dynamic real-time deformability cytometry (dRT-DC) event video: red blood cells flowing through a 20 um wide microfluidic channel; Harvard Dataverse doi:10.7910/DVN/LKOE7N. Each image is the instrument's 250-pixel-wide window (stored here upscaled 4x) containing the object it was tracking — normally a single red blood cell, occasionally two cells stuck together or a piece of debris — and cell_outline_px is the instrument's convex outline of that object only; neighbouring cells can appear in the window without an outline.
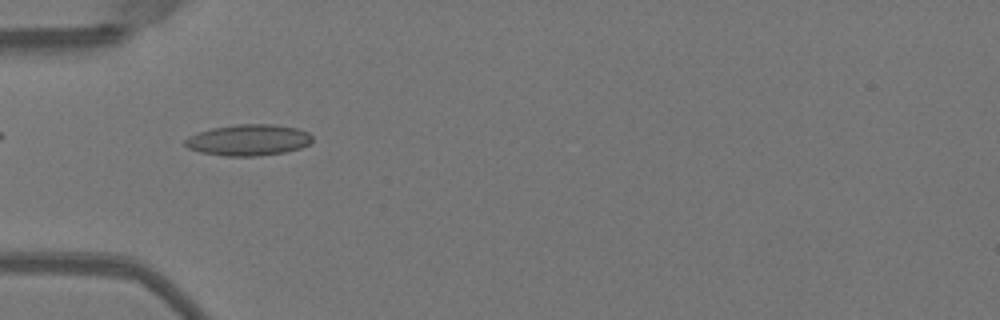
{"species": "Egyptian fruit bat (a non-hibernating species)", "species_latin": "Rousettus aegyptiacus", "temperature_condition": "warm", "stored_images_in_passage": 36, "camera_frame_rate_fps": 3000, "um_per_image_px": 0.085, "animal": {"sex": "female"}, "frame": {"image": 1, "passage_image": 2, "time_ms": 0.333, "image_size_px": [1000, 320], "cell_outline_px": [[312, 140], [308, 144], [300, 148], [284, 152], [260, 156], [224, 156], [200, 152], [188, 148], [184, 144], [184, 140], [188, 136], [196, 132], [212, 128], [236, 124], [272, 124], [300, 128], [308, 132], [312, 136]], "centroid_in_image_um": [21.1, 11.89], "position_along_channel_um": 63.9, "area_um2": 23.35}}
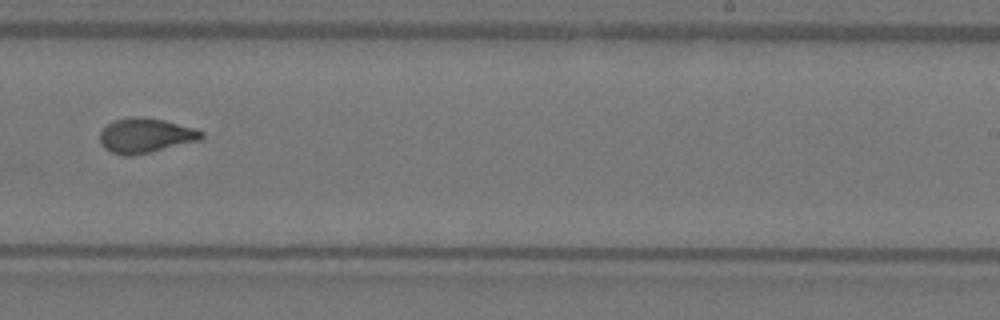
{"frame": {"image": 2, "passage_image": 18, "time_ms": 5.667, "image_size_px": [1000, 320], "cell_outline_px": [[204, 136], [200, 140], [132, 156], [124, 156], [112, 152], [104, 148], [100, 144], [100, 132], [108, 124], [116, 120], [132, 116], [144, 116], [164, 120], [196, 128], [204, 132]], "centroid_in_image_um": [12.37, 11.51], "position_along_channel_um": 276.6, "area_um2": 20.58}}
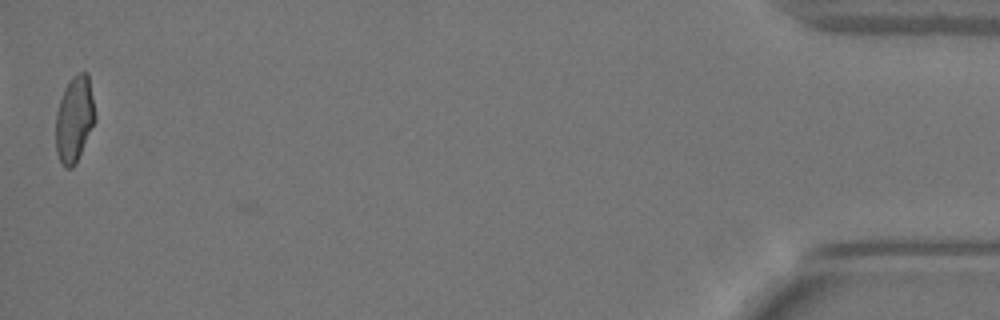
{"frame": {"image": 3, "passage_image": 36, "time_ms": 11.667, "image_size_px": [1000, 320], "cell_outline_px": [[96, 120], [76, 164], [72, 168], [64, 168], [56, 152], [56, 112], [64, 88], [72, 76], [80, 72], [88, 72], [96, 116]], "centroid_in_image_um": [6.33, 10.13], "position_along_channel_um": 428.9, "area_um2": 19.88}, "authors_computed_cell_mechanics": {"area_um2": 20.2011, "velocity_mm_per_s": 4.0227, "shape_relaxation_time_tau1_ms": 9.6386, "shape_relaxation_time_tau2_ms": 1.0116, "deformation_change_tau1": 0.2622, "deformation_change_tau2": 0.0542}}